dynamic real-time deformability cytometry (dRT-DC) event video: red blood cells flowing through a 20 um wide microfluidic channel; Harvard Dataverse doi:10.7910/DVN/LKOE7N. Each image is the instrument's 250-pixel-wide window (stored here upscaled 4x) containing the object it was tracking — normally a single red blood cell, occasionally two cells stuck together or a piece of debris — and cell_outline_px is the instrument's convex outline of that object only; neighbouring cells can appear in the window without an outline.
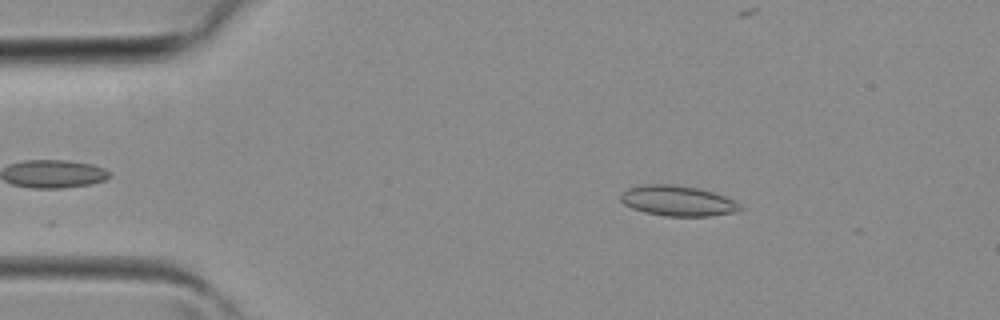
{"species": "common noctule bat (a hibernating species)", "species_latin": "Nyctalus noctula", "temperature_condition": "room temperature", "stored_images_in_passage": 34, "camera_frame_rate_fps": 3000, "um_per_image_px": 0.085, "animal": {"sex": "female", "body_mass_g": 19.3, "forearm_length_mm": 54.1}, "frame": {"image": 1, "passage_image": 7, "time_ms": 2.0, "image_size_px": [1000, 320], "cell_outline_px": [[744, 208], [740, 212], [712, 216], [664, 216], [644, 212], [632, 208], [624, 204], [620, 200], [620, 196], [628, 188], [644, 184], [672, 184], [700, 188], [724, 196], [740, 204]], "centroid_in_image_um": [57.64, 17.08], "position_along_channel_um": 27.4, "area_um2": 21.33}}
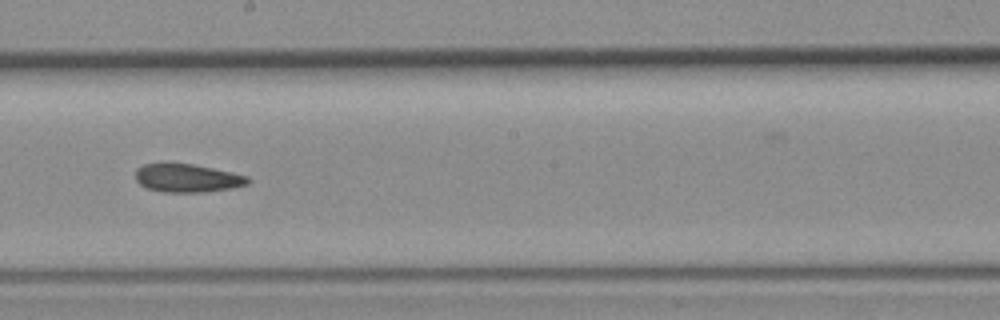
{"frame": {"image": 2, "passage_image": 22, "time_ms": 7.0, "image_size_px": [1000, 320], "cell_outline_px": [[248, 184], [232, 188], [200, 192], [164, 192], [148, 188], [140, 184], [136, 180], [136, 168], [144, 164], [164, 160], [168, 160], [192, 164], [232, 172], [248, 176]], "centroid_in_image_um": [15.85, 15.09], "position_along_channel_um": 232.4, "area_um2": 18.96}}
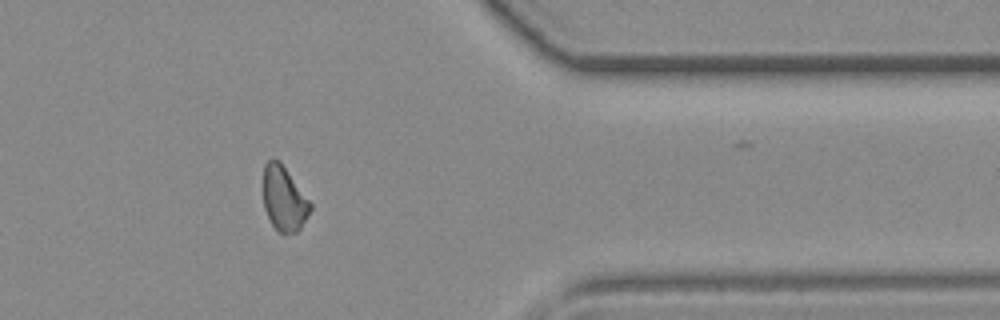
{"frame": {"image": 3, "passage_image": 32, "time_ms": 10.333, "image_size_px": [1000, 320], "cell_outline_px": [[312, 208], [300, 228], [296, 232], [284, 236], [276, 232], [264, 208], [264, 164], [272, 156], [280, 160], [312, 204]], "centroid_in_image_um": [24.13, 16.9], "position_along_channel_um": 387.3, "area_um2": 17.98}}